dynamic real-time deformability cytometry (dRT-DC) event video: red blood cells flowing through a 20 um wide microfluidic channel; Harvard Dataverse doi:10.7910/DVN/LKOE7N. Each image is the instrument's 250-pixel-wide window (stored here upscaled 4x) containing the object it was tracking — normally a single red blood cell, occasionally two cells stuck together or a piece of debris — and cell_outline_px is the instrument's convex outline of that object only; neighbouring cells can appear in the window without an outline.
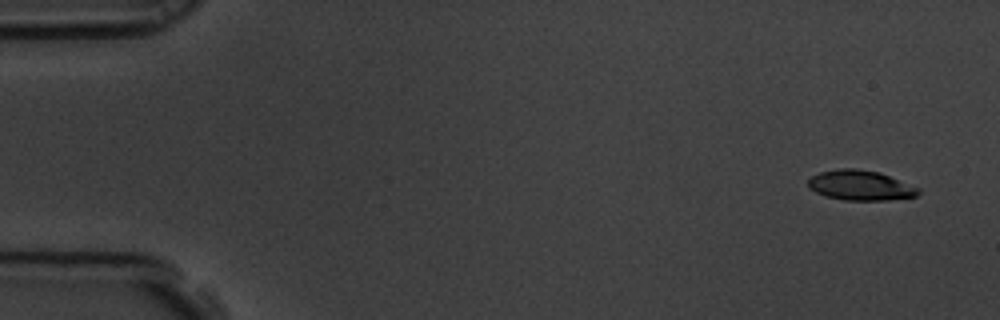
{"species": "common noctule bat (a hibernating species)", "species_latin": "Nyctalus noctula", "temperature_condition": "room temperature", "stored_images_in_passage": 11, "camera_frame_rate_fps": 3000, "um_per_image_px": 0.085, "animal": {"sex": "male", "body_mass_g": 19.5, "forearm_length_mm": 54.6}, "frame": {"image": 1, "passage_image": 1, "time_ms": 0.0, "image_size_px": [1000, 320], "cell_outline_px": [[920, 192], [916, 196], [888, 200], [844, 200], [828, 196], [816, 192], [808, 188], [808, 180], [812, 176], [820, 172], [840, 168], [856, 168], [880, 172], [920, 188]], "centroid_in_image_um": [73.14, 15.75], "position_along_channel_um": 11.9, "area_um2": 19.25}}
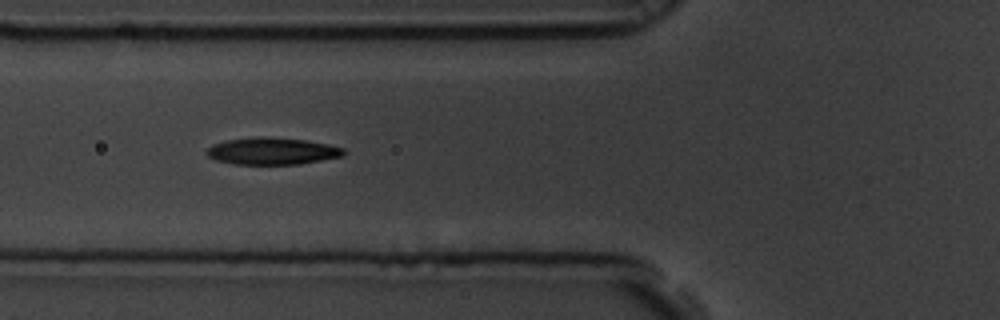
{"frame": {"image": 2, "passage_image": 6, "time_ms": 1.667, "image_size_px": [1000, 320], "cell_outline_px": [[344, 152], [340, 156], [300, 164], [232, 164], [216, 160], [208, 156], [204, 152], [212, 144], [224, 140], [256, 136], [264, 136], [304, 140], [328, 144], [344, 148]], "centroid_in_image_um": [23.05, 12.83], "position_along_channel_um": 102.7, "area_um2": 21.56}}
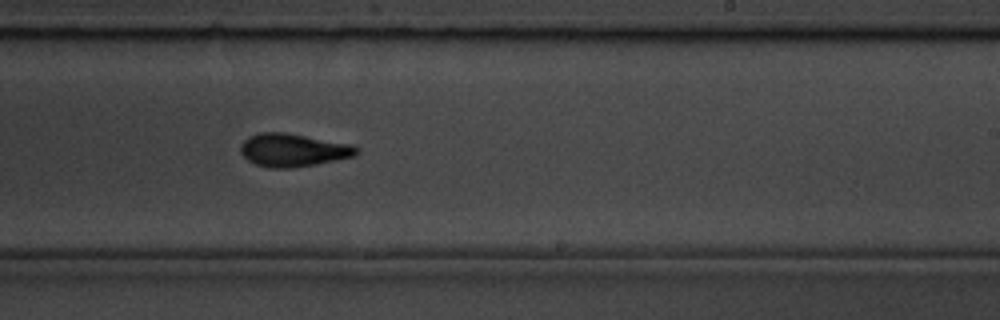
{"frame": {"image": 3, "passage_image": 10, "time_ms": 3.0, "image_size_px": [1000, 320], "cell_outline_px": [[360, 148], [356, 156], [316, 164], [288, 168], [268, 168], [256, 164], [248, 160], [240, 152], [240, 144], [248, 136], [260, 132], [284, 132], [352, 144]], "centroid_in_image_um": [24.91, 12.75], "position_along_channel_um": 264.1, "area_um2": 22.43}}